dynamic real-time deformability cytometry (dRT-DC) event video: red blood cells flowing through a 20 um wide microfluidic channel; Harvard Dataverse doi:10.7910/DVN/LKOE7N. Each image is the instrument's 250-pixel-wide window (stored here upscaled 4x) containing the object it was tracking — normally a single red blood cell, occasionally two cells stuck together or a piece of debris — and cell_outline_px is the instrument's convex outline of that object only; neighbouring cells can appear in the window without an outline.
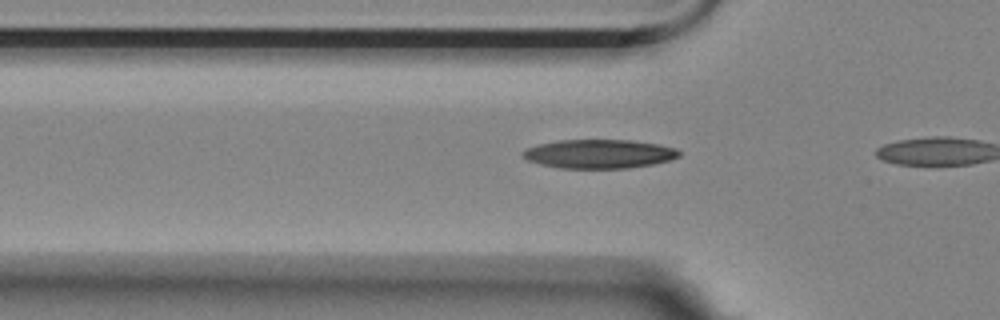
{"species": "Egyptian fruit bat (a non-hibernating species)", "species_latin": "Rousettus aegyptiacus", "temperature_condition": "room temperature", "stored_images_in_passage": 3, "camera_frame_rate_fps": 3000, "um_per_image_px": 0.085, "animal": {"sex": "female"}, "frame": {"image": 1, "passage_image": 2, "time_ms": 0.333, "image_size_px": [1000, 320], "cell_outline_px": [[680, 156], [668, 160], [652, 164], [628, 168], [560, 168], [540, 164], [528, 160], [524, 156], [524, 152], [528, 148], [536, 144], [560, 140], [632, 140], [656, 144], [676, 148], [680, 152]], "centroid_in_image_um": [50.93, 13.08], "position_along_channel_um": 74.9, "area_um2": 26.07}}